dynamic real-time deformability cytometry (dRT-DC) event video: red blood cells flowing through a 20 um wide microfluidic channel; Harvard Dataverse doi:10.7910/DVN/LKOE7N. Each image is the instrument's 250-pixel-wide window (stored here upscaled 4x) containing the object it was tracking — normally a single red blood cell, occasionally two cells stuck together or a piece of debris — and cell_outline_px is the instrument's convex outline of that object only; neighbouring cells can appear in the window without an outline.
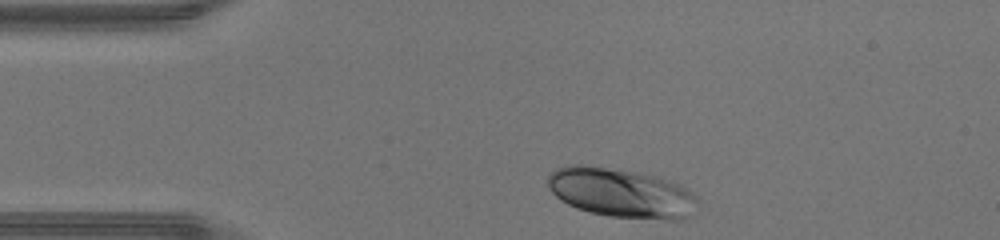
{"species": "human", "species_latin": "Homo sapiens", "temperature_condition": "warm", "stored_images_in_passage": 30, "camera_frame_rate_fps": 3000, "um_per_image_px": 0.085, "donor": {"sex": "male"}, "frame": {"image": 1, "passage_image": 1, "time_ms": 0.0, "image_size_px": [1000, 240], "cell_outline_px": [[700, 200], [692, 216], [680, 220], [668, 220], [608, 216], [576, 208], [560, 200], [548, 188], [548, 176], [556, 168], [572, 164], [580, 164], [620, 168], [660, 176], [680, 184], [692, 192]], "centroid_in_image_um": [52.86, 16.38], "position_along_channel_um": 32.1, "area_um2": 43.99}}
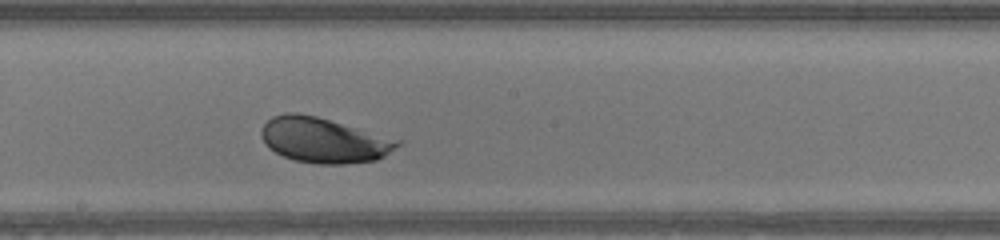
{"frame": {"image": 2, "passage_image": 17, "time_ms": 5.333, "image_size_px": [1000, 240], "cell_outline_px": [[404, 140], [400, 144], [384, 156], [376, 160], [348, 164], [320, 164], [296, 160], [284, 156], [268, 148], [260, 132], [264, 124], [272, 116], [284, 112], [296, 112], [316, 116]], "centroid_in_image_um": [27.54, 11.9], "position_along_channel_um": 220.7, "area_um2": 35.89}}
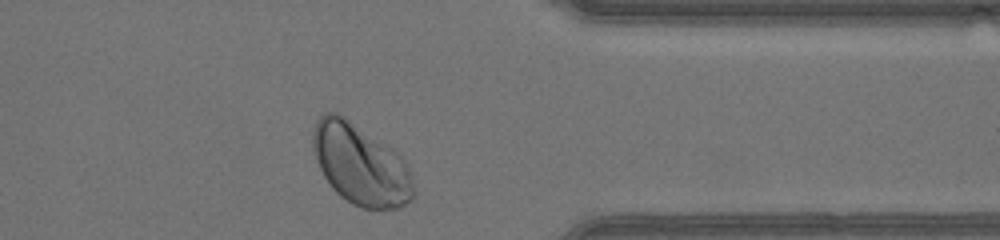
{"frame": {"image": 3, "passage_image": 29, "time_ms": 9.333, "image_size_px": [1000, 240], "cell_outline_px": [[416, 192], [412, 200], [400, 208], [360, 208], [352, 204], [340, 196], [332, 188], [324, 176], [316, 160], [312, 148], [312, 132], [316, 120], [324, 112], [340, 112], [392, 148], [408, 164]], "centroid_in_image_um": [30.64, 13.96], "position_along_channel_um": 380.8, "area_um2": 48.03}, "authors_computed_cell_mechanics": {"area_um2": 38.6393, "velocity_mm_per_s": 4.3415, "shape_relaxation_time_tau1_ms": 2.6312, "shape_relaxation_time_tau2_ms": null, "deformation_change_tau1": 0.1291, "deformation_change_tau2": null}}